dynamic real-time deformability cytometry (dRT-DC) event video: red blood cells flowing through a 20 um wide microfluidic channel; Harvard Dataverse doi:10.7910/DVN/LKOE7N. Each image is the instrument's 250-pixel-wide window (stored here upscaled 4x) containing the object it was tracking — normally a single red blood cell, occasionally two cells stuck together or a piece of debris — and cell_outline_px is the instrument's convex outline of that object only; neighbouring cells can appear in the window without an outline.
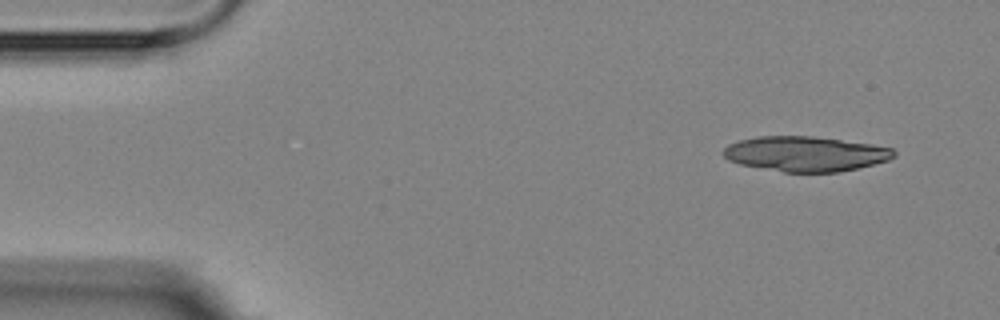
{"species": "Egyptian fruit bat (a non-hibernating species)", "species_latin": "Rousettus aegyptiacus", "temperature_condition": "room temperature", "stored_images_in_passage": 5, "camera_frame_rate_fps": 3000, "um_per_image_px": 0.085, "animal": {"sex": "female"}, "frame": {"image": 1, "passage_image": 1, "time_ms": 0.0, "image_size_px": [1000, 320], "cell_outline_px": [[896, 156], [888, 160], [840, 172], [784, 172], [740, 164], [728, 160], [720, 152], [728, 144], [740, 140], [756, 136], [812, 136], [872, 144], [892, 148], [896, 152]], "centroid_in_image_um": [68.44, 13.07], "position_along_channel_um": 16.6, "area_um2": 34.8}}